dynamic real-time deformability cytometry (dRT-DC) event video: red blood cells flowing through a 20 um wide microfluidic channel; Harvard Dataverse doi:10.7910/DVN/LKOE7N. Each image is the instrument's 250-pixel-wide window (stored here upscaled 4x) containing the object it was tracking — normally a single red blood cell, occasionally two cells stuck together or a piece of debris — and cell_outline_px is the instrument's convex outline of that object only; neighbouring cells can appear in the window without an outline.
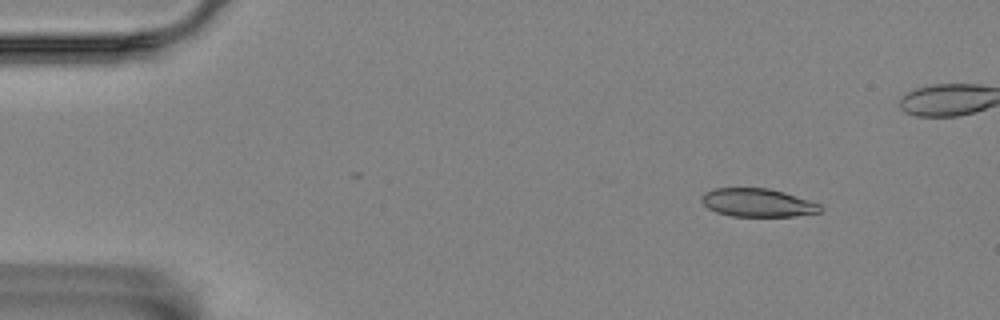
{"species": "Egyptian fruit bat (a non-hibernating species)", "species_latin": "Rousettus aegyptiacus", "temperature_condition": "room temperature", "stored_images_in_passage": 5, "camera_frame_rate_fps": 3000, "um_per_image_px": 0.085, "animal": {"sex": "female"}, "frame": {"image": 1, "passage_image": 2, "time_ms": 0.333, "image_size_px": [1000, 320], "cell_outline_px": [[824, 208], [820, 212], [796, 216], [732, 216], [716, 212], [708, 208], [700, 200], [700, 196], [704, 192], [716, 188], [768, 188], [784, 192], [820, 204]], "centroid_in_image_um": [64.38, 17.23], "position_along_channel_um": 20.6, "area_um2": 19.59}}